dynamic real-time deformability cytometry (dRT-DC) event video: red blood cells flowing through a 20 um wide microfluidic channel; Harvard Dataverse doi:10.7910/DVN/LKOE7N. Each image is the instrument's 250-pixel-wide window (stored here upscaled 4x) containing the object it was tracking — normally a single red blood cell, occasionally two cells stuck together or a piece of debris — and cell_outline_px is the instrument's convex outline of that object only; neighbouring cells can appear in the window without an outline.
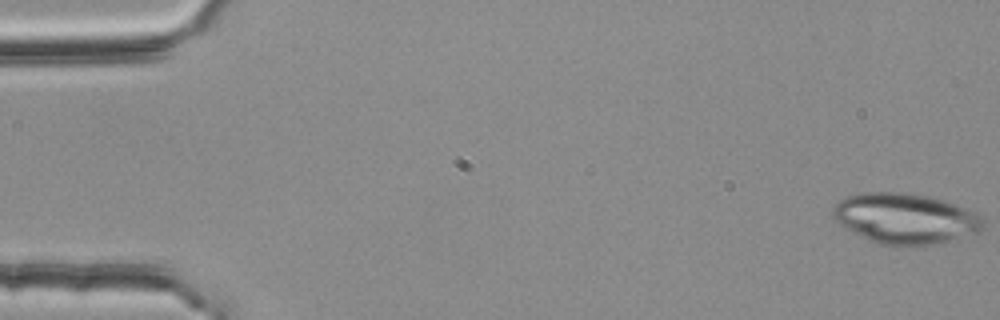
{"species": "common noctule bat (a hibernating species)", "species_latin": "Nyctalus noctula", "temperature_condition": "room temperature", "stored_images_in_passage": 54, "camera_frame_rate_fps": 3000, "um_per_image_px": 0.085, "animal": {"sex": "female", "body_mass_g": 25.1}, "frame": {"image": 1, "passage_image": 1, "time_ms": 0.0, "image_size_px": [1000, 320], "cell_outline_px": [[984, 228], [980, 232], [932, 244], [880, 244], [868, 240], [840, 224], [832, 216], [832, 208], [840, 200], [848, 196], [864, 192], [904, 192], [928, 196], [944, 200], [964, 208], [980, 216], [984, 220]], "centroid_in_image_um": [76.93, 18.55], "position_along_channel_um": 8.1, "area_um2": 43.52}}
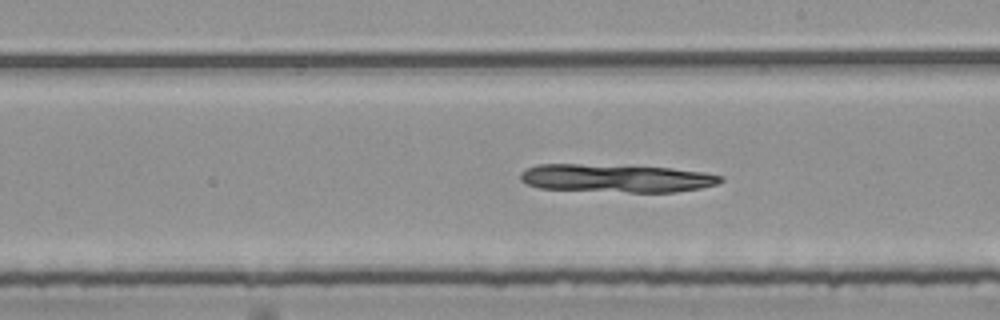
{"frame": {"image": 2, "passage_image": 31, "time_ms": 10.0, "image_size_px": [1000, 320], "cell_outline_px": [[724, 180], [716, 184], [700, 188], [676, 192], [628, 192], [540, 188], [528, 184], [520, 180], [520, 172], [536, 164], [580, 164], [672, 168], [704, 172], [724, 176]], "centroid_in_image_um": [52.4, 15.15], "position_along_channel_um": 236.6, "area_um2": 32.66}}
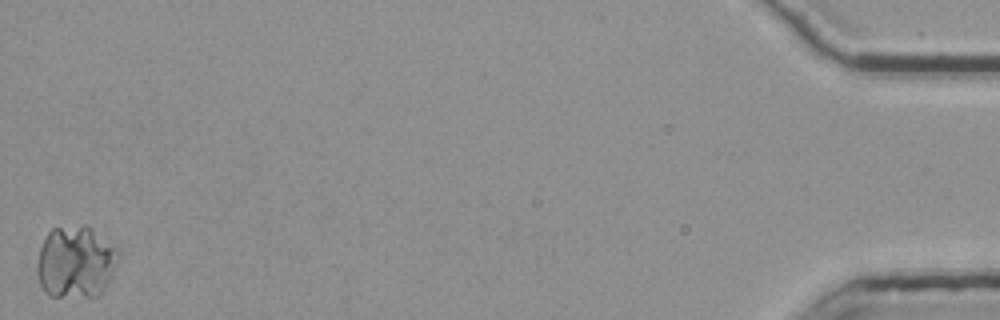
{"frame": {"image": 3, "passage_image": 54, "time_ms": 17.667, "image_size_px": [1000, 320], "cell_outline_px": [[120, 256], [104, 292], [100, 296], [48, 296], [44, 292], [40, 284], [36, 272], [36, 264], [40, 248], [48, 232], [52, 228], [84, 224], [88, 224], [116, 248], [120, 252]], "centroid_in_image_um": [6.43, 22.27], "position_along_channel_um": 428.8, "area_um2": 34.62}}